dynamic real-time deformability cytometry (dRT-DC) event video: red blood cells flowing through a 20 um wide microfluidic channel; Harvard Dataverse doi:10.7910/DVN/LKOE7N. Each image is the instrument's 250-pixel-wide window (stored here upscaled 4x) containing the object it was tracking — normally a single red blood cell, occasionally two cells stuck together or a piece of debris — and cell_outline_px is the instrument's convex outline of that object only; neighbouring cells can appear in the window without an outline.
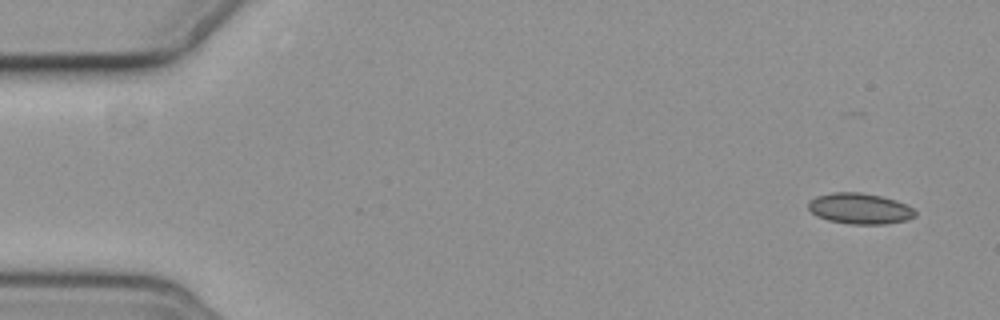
{"species": "common noctule bat (a hibernating species)", "species_latin": "Nyctalus noctula", "temperature_condition": "cold", "stored_images_in_passage": 5, "camera_frame_rate_fps": 3000, "um_per_image_px": 0.085, "animal": {"sex": "female", "body_mass_g": 19.3, "forearm_length_mm": 54.1}, "frame": {"image": 1, "passage_image": 1, "time_ms": 0.0, "image_size_px": [1000, 320], "cell_outline_px": [[916, 216], [908, 220], [884, 224], [852, 224], [828, 220], [816, 216], [808, 208], [808, 200], [816, 196], [832, 192], [860, 192], [880, 196], [896, 200], [912, 208], [916, 212]], "centroid_in_image_um": [73.06, 17.72], "position_along_channel_um": 11.9, "area_um2": 19.25}}